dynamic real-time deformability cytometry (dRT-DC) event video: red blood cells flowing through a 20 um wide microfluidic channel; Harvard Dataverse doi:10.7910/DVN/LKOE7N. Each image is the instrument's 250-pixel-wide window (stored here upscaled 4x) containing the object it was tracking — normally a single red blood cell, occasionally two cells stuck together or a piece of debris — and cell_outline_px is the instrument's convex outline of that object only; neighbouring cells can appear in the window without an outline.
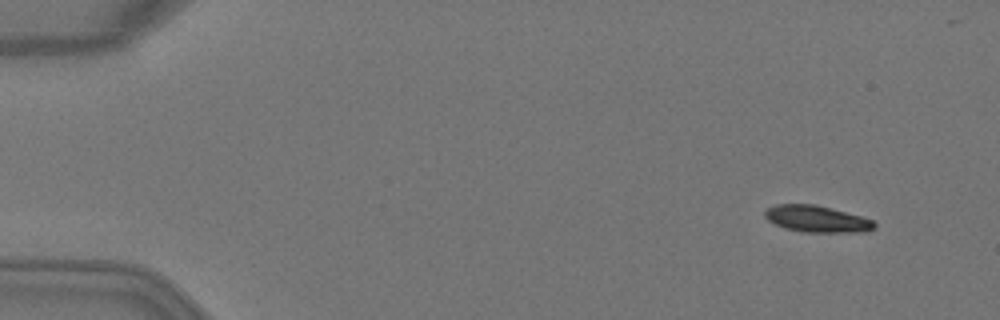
{"species": "Egyptian fruit bat (a non-hibernating species)", "species_latin": "Rousettus aegyptiacus", "temperature_condition": "warm", "stored_images_in_passage": 5, "camera_frame_rate_fps": 3000, "um_per_image_px": 0.085, "animal": {"sex": "female"}, "frame": {"image": 1, "passage_image": 2, "time_ms": 0.333, "image_size_px": [1000, 320], "cell_outline_px": [[876, 228], [864, 232], [804, 232], [784, 228], [768, 220], [764, 216], [764, 212], [768, 208], [776, 204], [816, 204], [860, 216], [872, 220], [876, 224]], "centroid_in_image_um": [69.43, 18.61], "position_along_channel_um": 15.6, "area_um2": 16.94}}
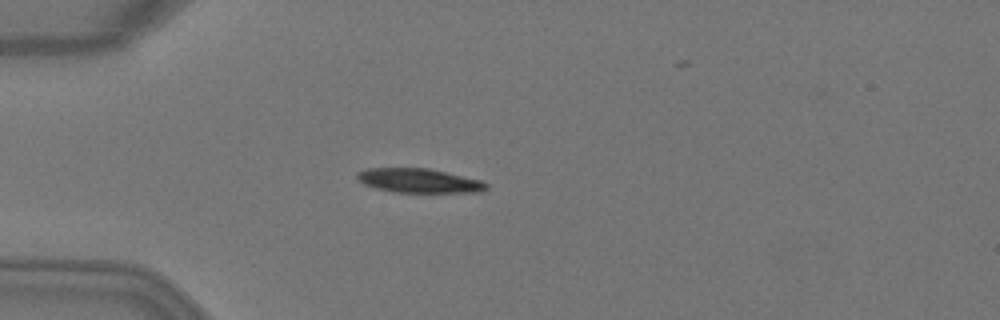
{"frame": {"image": 2, "passage_image": 4, "time_ms": 1.0, "image_size_px": [1000, 320], "cell_outline_px": [[488, 188], [480, 192], [396, 192], [376, 188], [364, 184], [356, 176], [356, 172], [368, 168], [428, 168], [480, 180], [488, 184]], "centroid_in_image_um": [35.6, 15.35], "position_along_channel_um": 49.4, "area_um2": 18.03}}